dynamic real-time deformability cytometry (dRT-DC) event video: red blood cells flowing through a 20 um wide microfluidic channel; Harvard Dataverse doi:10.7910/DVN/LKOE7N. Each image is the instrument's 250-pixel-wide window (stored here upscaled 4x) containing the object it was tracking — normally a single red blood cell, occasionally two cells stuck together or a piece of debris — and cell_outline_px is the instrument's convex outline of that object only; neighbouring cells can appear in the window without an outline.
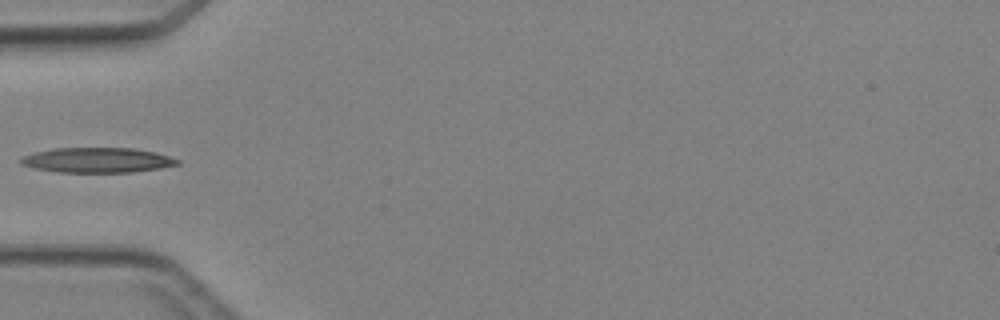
{"species": "Egyptian fruit bat (a non-hibernating species)", "species_latin": "Rousettus aegyptiacus", "temperature_condition": "cold", "stored_images_in_passage": 4, "camera_frame_rate_fps": 3000, "um_per_image_px": 0.085, "animal": {"sex": "female"}, "frame": {"image": 1, "passage_image": 4, "time_ms": 4.333, "image_size_px": [1000, 320], "cell_outline_px": [[180, 164], [160, 168], [132, 172], [56, 172], [36, 168], [20, 164], [20, 156], [32, 152], [52, 148], [132, 148], [156, 152], [180, 160]], "centroid_in_image_um": [8.23, 13.6], "position_along_channel_um": 76.8, "area_um2": 22.95}}